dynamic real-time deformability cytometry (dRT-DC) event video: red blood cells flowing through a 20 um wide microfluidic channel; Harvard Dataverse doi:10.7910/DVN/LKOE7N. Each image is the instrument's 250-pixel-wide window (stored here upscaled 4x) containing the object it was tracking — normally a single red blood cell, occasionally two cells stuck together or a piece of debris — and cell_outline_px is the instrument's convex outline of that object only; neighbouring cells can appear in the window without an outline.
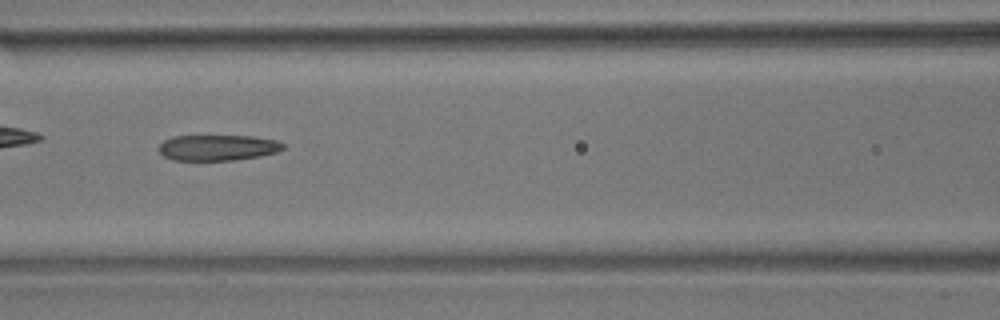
{"species": "common noctule bat (a hibernating species)", "species_latin": "Nyctalus noctula", "temperature_condition": "room temperature", "stored_images_in_passage": 44, "camera_frame_rate_fps": 3000, "um_per_image_px": 0.085, "animal": {"sex": "male", "body_mass_g": 17.9}, "frame": {"image": 1, "passage_image": 13, "time_ms": 4.0, "image_size_px": [1000, 320], "cell_outline_px": [[284, 148], [276, 152], [260, 156], [236, 160], [172, 160], [164, 156], [160, 152], [160, 144], [164, 140], [172, 136], [252, 136], [276, 140], [284, 144]], "centroid_in_image_um": [18.51, 12.55], "position_along_channel_um": 148.1, "area_um2": 18.61}}
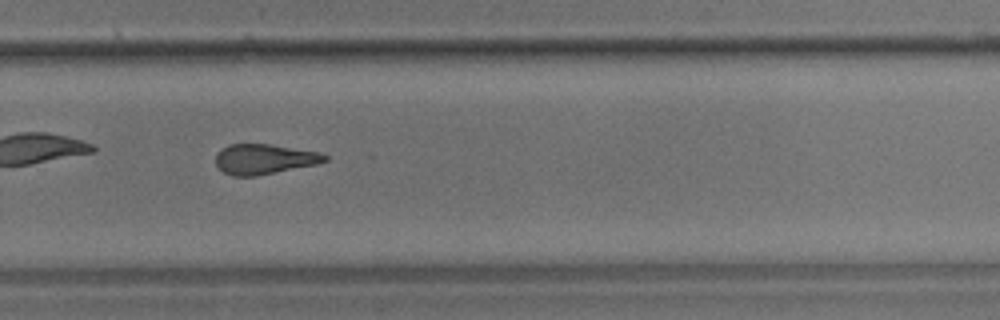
{"frame": {"image": 2, "passage_image": 26, "time_ms": 8.333, "image_size_px": [1000, 320], "cell_outline_px": [[328, 160], [316, 164], [256, 176], [232, 176], [224, 172], [216, 164], [216, 152], [228, 144], [268, 144], [320, 152], [328, 156]], "centroid_in_image_um": [22.44, 13.52], "position_along_channel_um": 307.4, "area_um2": 19.07}, "authors_computed_cell_mechanics": {"area_um2": 19.8832, "velocity_mm_per_s": 3.6893, "shape_relaxation_time_tau1_ms": null, "shape_relaxation_time_tau2_ms": 4.0094, "deformation_change_tau1": null, "deformation_change_tau2": 0.1572}}